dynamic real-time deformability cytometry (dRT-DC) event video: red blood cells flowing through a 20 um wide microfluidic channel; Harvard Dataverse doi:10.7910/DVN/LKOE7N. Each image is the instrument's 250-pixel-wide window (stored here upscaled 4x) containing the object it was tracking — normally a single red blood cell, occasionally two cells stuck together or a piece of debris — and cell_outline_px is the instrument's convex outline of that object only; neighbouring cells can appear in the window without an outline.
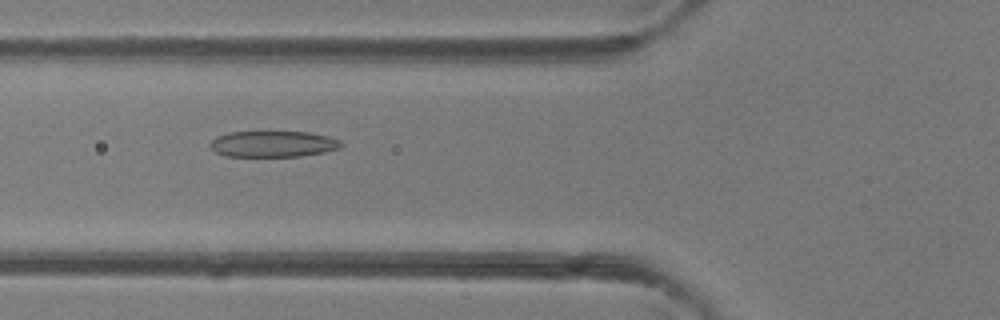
{"species": "common noctule bat (a hibernating species)", "species_latin": "Nyctalus noctula", "temperature_condition": "room temperature", "stored_images_in_passage": 38, "camera_frame_rate_fps": 3000, "um_per_image_px": 0.085, "animal": {"sex": "female"}, "frame": {"image": 1, "passage_image": 8, "time_ms": 2.333, "image_size_px": [1000, 320], "cell_outline_px": [[344, 144], [340, 148], [324, 152], [300, 156], [224, 156], [216, 152], [208, 144], [216, 136], [228, 132], [308, 132], [328, 136], [340, 140]], "centroid_in_image_um": [23.21, 12.23], "position_along_channel_um": 102.6, "area_um2": 19.94}}
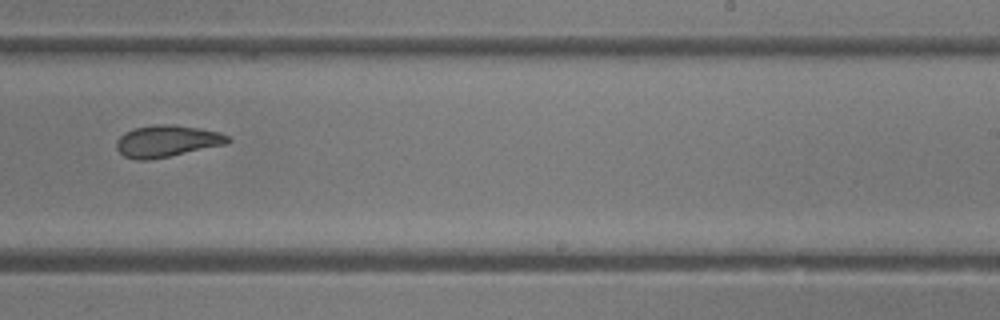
{"frame": {"image": 2, "passage_image": 20, "time_ms": 6.333, "image_size_px": [1000, 320], "cell_outline_px": [[232, 140], [228, 144], [148, 160], [136, 160], [124, 156], [116, 148], [116, 140], [120, 136], [132, 128], [160, 124], [176, 124], [200, 128], [220, 132], [228, 136]], "centroid_in_image_um": [14.2, 11.98], "position_along_channel_um": 274.8, "area_um2": 20.69}}
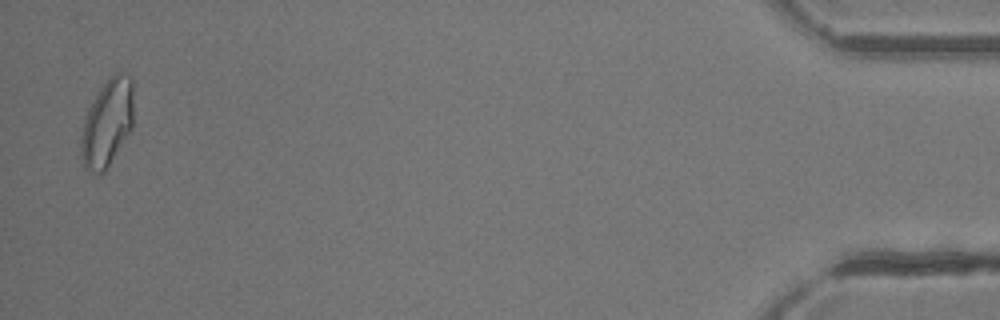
{"frame": {"image": 3, "passage_image": 37, "time_ms": 12.0, "image_size_px": [1000, 320], "cell_outline_px": [[132, 128], [104, 172], [96, 176], [88, 172], [84, 168], [80, 148], [80, 136], [84, 120], [88, 108], [100, 88], [108, 76], [116, 72], [124, 72], [132, 76]], "centroid_in_image_um": [9.09, 10.45], "position_along_channel_um": 426.1, "area_um2": 26.99}, "authors_computed_cell_mechanics": {"area_um2": 21.4727, "velocity_mm_per_s": 4.296, "shape_relaxation_time_tau1_ms": null, "shape_relaxation_time_tau2_ms": 2.0464, "deformation_change_tau1": null, "deformation_change_tau2": 0.098}}